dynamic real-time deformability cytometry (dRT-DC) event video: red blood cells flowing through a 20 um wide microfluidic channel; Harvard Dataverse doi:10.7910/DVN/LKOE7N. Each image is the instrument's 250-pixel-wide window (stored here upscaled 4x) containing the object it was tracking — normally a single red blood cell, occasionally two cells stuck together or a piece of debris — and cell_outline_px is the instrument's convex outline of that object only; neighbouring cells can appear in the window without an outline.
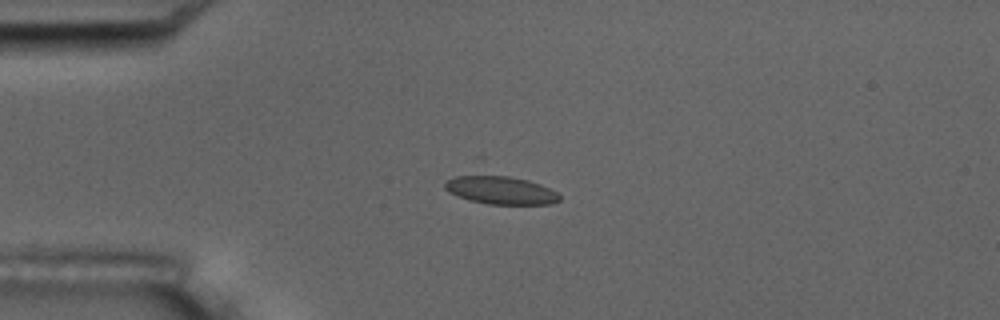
{"species": "common noctule bat (a hibernating species)", "species_latin": "Nyctalus noctula", "temperature_condition": "room temperature", "stored_images_in_passage": 4, "camera_frame_rate_fps": 3000, "um_per_image_px": 0.085, "animal": {"sex": "male", "body_mass_g": 17.5, "forearm_length_mm": 52.3}, "frame": {"image": 1, "passage_image": 3, "time_ms": 2.333, "image_size_px": [1000, 320], "cell_outline_px": [[560, 200], [552, 204], [488, 204], [468, 200], [448, 192], [444, 188], [444, 184], [448, 180], [456, 176], [476, 172], [480, 172], [508, 176], [528, 180], [540, 184], [556, 192], [560, 196]], "centroid_in_image_um": [42.49, 16.13], "position_along_channel_um": 42.5, "area_um2": 19.31}}